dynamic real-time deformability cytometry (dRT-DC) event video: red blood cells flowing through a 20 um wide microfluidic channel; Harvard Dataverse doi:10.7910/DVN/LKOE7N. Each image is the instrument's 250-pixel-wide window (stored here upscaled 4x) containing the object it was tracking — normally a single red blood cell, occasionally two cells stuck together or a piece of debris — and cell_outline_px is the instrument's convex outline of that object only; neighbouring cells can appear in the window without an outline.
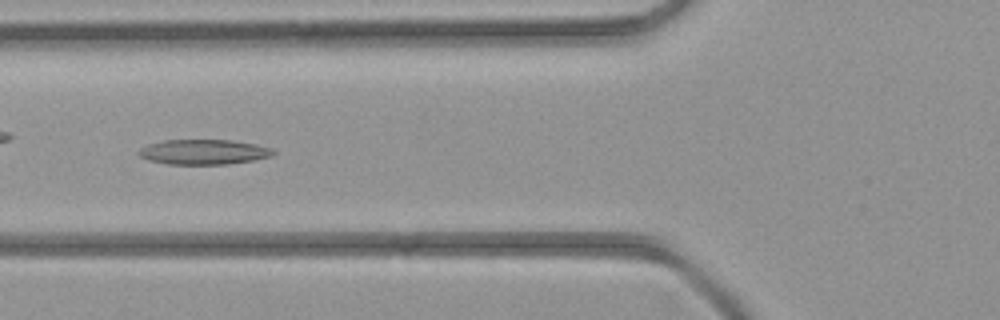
{"species": "common noctule bat (a hibernating species)", "species_latin": "Nyctalus noctula", "temperature_condition": "room temperature", "stored_images_in_passage": 5, "camera_frame_rate_fps": 3000, "um_per_image_px": 0.085, "animal": {"sex": "female", "body_mass_g": 21.9}, "frame": {"image": 1, "passage_image": 5, "time_ms": 4.667, "image_size_px": [1000, 320], "cell_outline_px": [[276, 152], [272, 156], [252, 160], [228, 164], [168, 164], [148, 160], [140, 156], [136, 152], [140, 148], [148, 144], [164, 140], [232, 140], [256, 144], [272, 148]], "centroid_in_image_um": [17.3, 12.91], "position_along_channel_um": 108.5, "area_um2": 19.65}}